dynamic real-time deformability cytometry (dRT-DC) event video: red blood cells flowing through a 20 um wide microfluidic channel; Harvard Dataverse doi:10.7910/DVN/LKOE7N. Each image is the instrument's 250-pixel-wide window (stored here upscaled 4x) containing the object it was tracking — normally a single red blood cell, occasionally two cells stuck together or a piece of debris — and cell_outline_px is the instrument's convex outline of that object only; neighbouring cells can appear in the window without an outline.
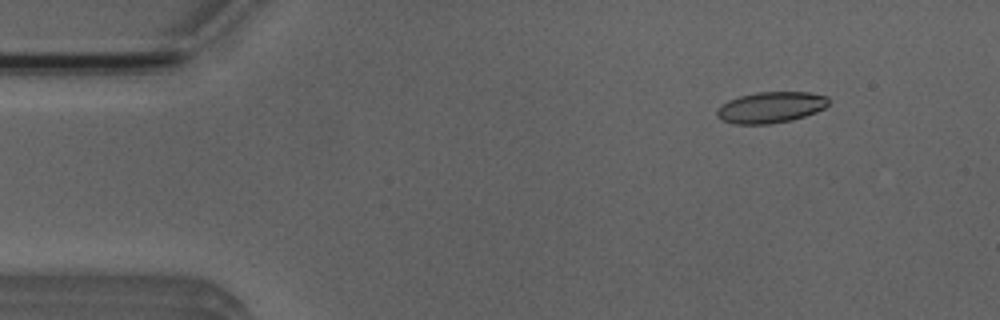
{"species": "Egyptian fruit bat (a non-hibernating species)", "species_latin": "Rousettus aegyptiacus", "temperature_condition": "room temperature", "stored_images_in_passage": 4, "camera_frame_rate_fps": 3000, "um_per_image_px": 0.085, "animal": {"sex": "male"}, "frame": {"image": 1, "passage_image": 1, "time_ms": 0.0, "image_size_px": [1000, 320], "cell_outline_px": [[828, 104], [824, 108], [816, 112], [792, 120], [768, 124], [732, 124], [716, 116], [716, 108], [720, 104], [728, 100], [740, 96], [756, 92], [808, 92], [828, 96]], "centroid_in_image_um": [65.48, 9.12], "position_along_channel_um": 19.5, "area_um2": 20.35}}